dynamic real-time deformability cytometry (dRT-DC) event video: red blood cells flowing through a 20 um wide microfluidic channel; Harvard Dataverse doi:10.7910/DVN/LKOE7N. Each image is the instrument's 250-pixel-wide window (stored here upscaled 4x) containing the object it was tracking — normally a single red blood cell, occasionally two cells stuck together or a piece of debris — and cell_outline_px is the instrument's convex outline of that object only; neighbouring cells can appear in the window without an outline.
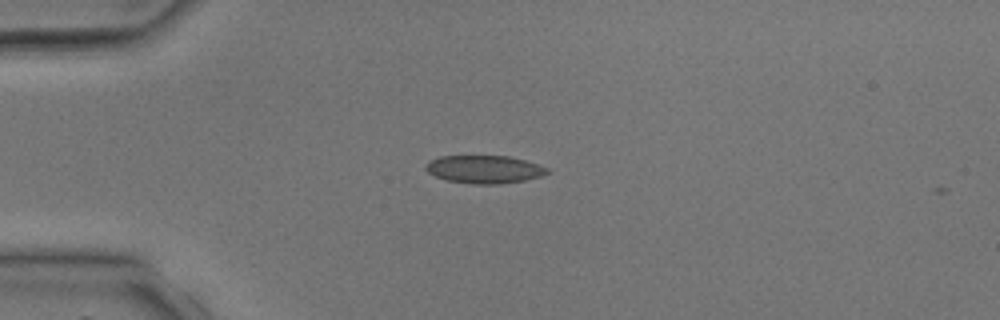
{"species": "common noctule bat (a hibernating species)", "species_latin": "Nyctalus noctula", "temperature_condition": "room temperature", "stored_images_in_passage": 5, "camera_frame_rate_fps": 3000, "um_per_image_px": 0.085, "animal": {"sex": "male", "body_mass_g": 17.9, "forearm_length_mm": 54.2}, "frame": {"image": 1, "passage_image": 5, "time_ms": 4.667, "image_size_px": [1000, 320], "cell_outline_px": [[552, 172], [540, 176], [524, 180], [500, 184], [472, 184], [448, 180], [436, 176], [428, 172], [424, 168], [424, 164], [428, 160], [440, 156], [508, 156], [524, 160], [548, 168]], "centroid_in_image_um": [41.14, 14.39], "position_along_channel_um": 43.9, "area_um2": 19.77}}